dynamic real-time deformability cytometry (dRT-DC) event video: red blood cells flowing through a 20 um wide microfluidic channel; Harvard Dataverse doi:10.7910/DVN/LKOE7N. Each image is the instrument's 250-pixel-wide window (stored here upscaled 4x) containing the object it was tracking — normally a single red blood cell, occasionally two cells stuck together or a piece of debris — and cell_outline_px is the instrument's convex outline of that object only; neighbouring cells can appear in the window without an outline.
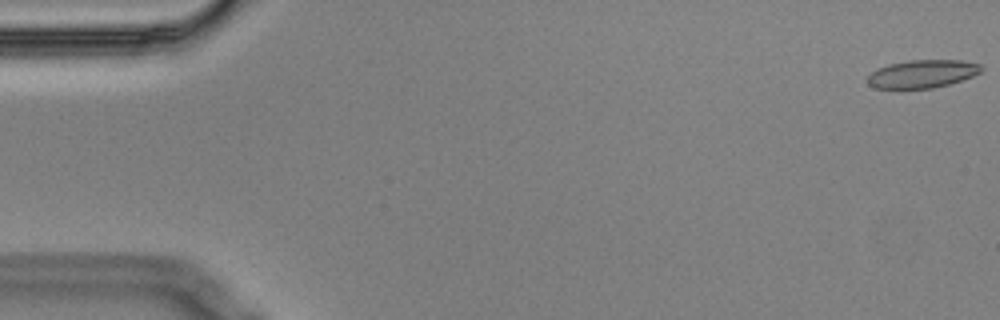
{"species": "Egyptian fruit bat (a non-hibernating species)", "species_latin": "Rousettus aegyptiacus", "temperature_condition": "cold", "stored_images_in_passage": 5, "camera_frame_rate_fps": 3000, "um_per_image_px": 0.085, "animal": {"sex": "male"}, "frame": {"image": 1, "passage_image": 1, "time_ms": 0.0, "image_size_px": [1000, 320], "cell_outline_px": [[984, 68], [980, 72], [972, 76], [948, 84], [932, 88], [900, 92], [876, 88], [868, 84], [868, 76], [876, 68], [888, 64], [908, 60], [960, 60], [980, 64]], "centroid_in_image_um": [78.32, 6.32], "position_along_channel_um": 6.7, "area_um2": 19.25}}